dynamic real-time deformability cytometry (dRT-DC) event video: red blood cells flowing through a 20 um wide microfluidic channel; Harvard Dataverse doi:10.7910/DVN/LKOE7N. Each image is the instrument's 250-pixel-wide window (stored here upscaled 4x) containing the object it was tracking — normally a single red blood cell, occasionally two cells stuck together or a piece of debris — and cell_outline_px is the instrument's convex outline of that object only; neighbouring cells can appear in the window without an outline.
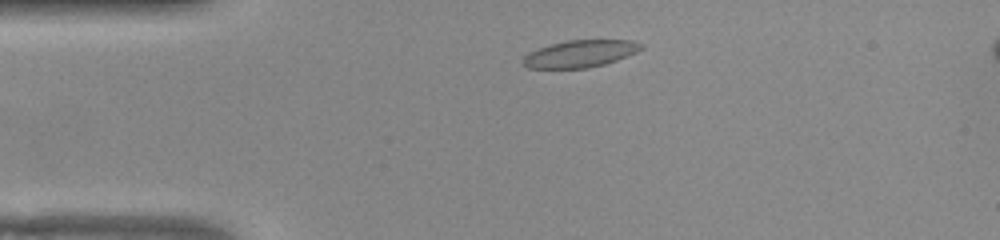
{"species": "common noctule bat (a hibernating species)", "species_latin": "Nyctalus noctula", "temperature_condition": "warm", "stored_images_in_passage": 46, "camera_frame_rate_fps": 3000, "um_per_image_px": 0.085, "animal": {"sex": "female", "body_mass_g": 22.0, "forearm_length_mm": 56.7}, "frame": {"image": 1, "passage_image": 5, "time_ms": 1.333, "image_size_px": [1000, 240], "cell_outline_px": [[644, 48], [636, 52], [616, 60], [604, 64], [588, 68], [528, 68], [520, 60], [528, 52], [552, 44], [568, 40], [632, 40], [644, 44]], "centroid_in_image_um": [49.32, 4.56], "position_along_channel_um": 35.7, "area_um2": 18.61}}
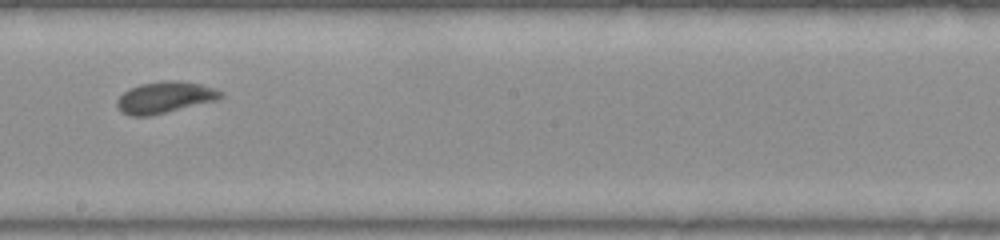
{"frame": {"image": 2, "passage_image": 23, "time_ms": 7.333, "image_size_px": [1000, 240], "cell_outline_px": [[224, 96], [216, 100], [152, 116], [132, 116], [120, 112], [116, 104], [116, 100], [128, 88], [140, 84], [168, 80], [176, 80], [200, 84], [216, 88], [224, 92]], "centroid_in_image_um": [14.01, 8.28], "position_along_channel_um": 234.2, "area_um2": 19.19}}
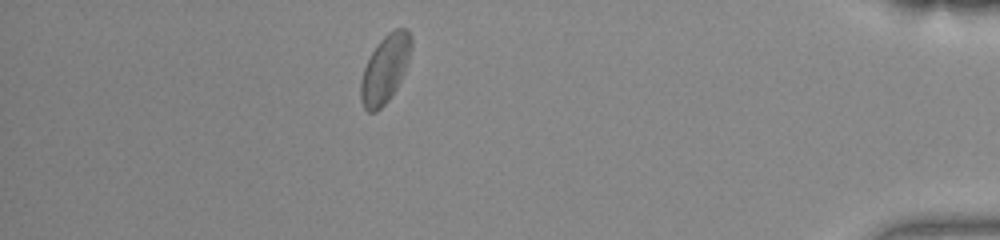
{"frame": {"image": 3, "passage_image": 40, "time_ms": 13.0, "image_size_px": [1000, 240], "cell_outline_px": [[412, 48], [404, 72], [396, 88], [388, 100], [376, 112], [368, 112], [364, 108], [360, 100], [360, 80], [364, 68], [376, 44], [388, 32], [396, 28], [408, 28], [412, 36]], "centroid_in_image_um": [32.73, 5.83], "position_along_channel_um": 402.5, "area_um2": 20.0}, "authors_computed_cell_mechanics": {"area_um2": 19.0162, "velocity_mm_per_s": 3.8379, "shape_relaxation_time_tau1_ms": 3.6678, "shape_relaxation_time_tau2_ms": 0.9124, "deformation_change_tau1": 0.0919, "deformation_change_tau2": 0.0498}}